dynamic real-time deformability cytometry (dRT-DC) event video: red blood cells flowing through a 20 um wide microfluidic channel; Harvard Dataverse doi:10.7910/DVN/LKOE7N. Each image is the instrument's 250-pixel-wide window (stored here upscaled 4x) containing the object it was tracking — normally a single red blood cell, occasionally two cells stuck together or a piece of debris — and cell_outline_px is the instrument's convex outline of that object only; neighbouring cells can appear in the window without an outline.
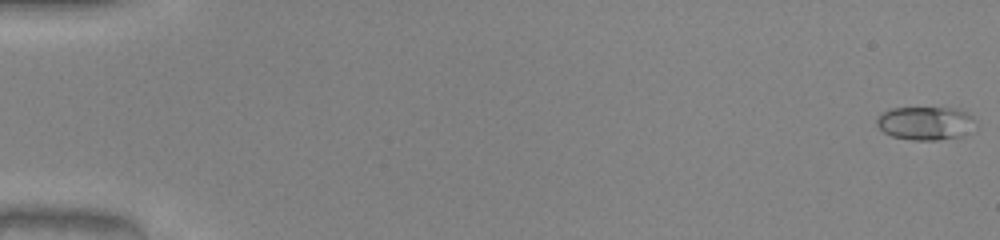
{"species": "common noctule bat (a hibernating species)", "species_latin": "Nyctalus noctula", "temperature_condition": "warm", "stored_images_in_passage": 52, "camera_frame_rate_fps": 3000, "um_per_image_px": 0.085, "animal": {"sex": "male", "body_mass_g": 20.0, "forearm_length_mm": 53.3}, "frame": {"image": 1, "passage_image": 1, "time_ms": 0.0, "image_size_px": [1000, 240], "cell_outline_px": [[972, 120], [960, 136], [940, 140], [912, 140], [892, 136], [884, 132], [876, 124], [876, 120], [888, 108], [956, 108], [968, 112], [972, 116]], "centroid_in_image_um": [78.56, 10.46], "position_along_channel_um": 6.4, "area_um2": 18.67}}
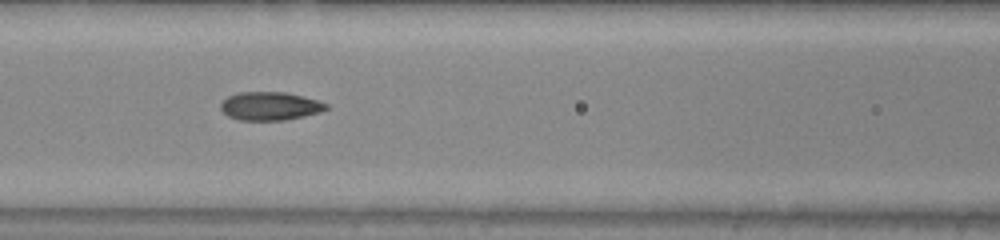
{"frame": {"image": 2, "passage_image": 24, "time_ms": 7.667, "image_size_px": [1000, 240], "cell_outline_px": [[328, 108], [320, 112], [304, 116], [284, 120], [240, 120], [228, 116], [220, 108], [220, 104], [228, 96], [240, 92], [284, 92], [316, 100], [328, 104]], "centroid_in_image_um": [22.93, 9.02], "position_along_channel_um": 143.7, "area_um2": 17.22}}
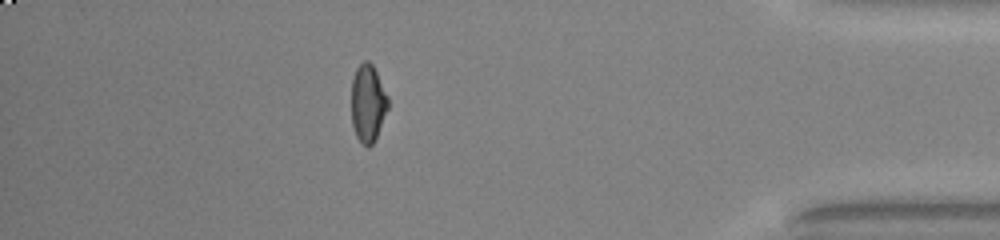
{"frame": {"image": 3, "passage_image": 46, "time_ms": 15.0, "image_size_px": [1000, 240], "cell_outline_px": [[388, 108], [376, 140], [368, 148], [356, 136], [352, 124], [352, 80], [356, 68], [364, 60], [368, 60], [372, 64], [388, 96]], "centroid_in_image_um": [31.28, 8.78], "position_along_channel_um": 403.9, "area_um2": 16.53}, "authors_computed_cell_mechanics": {"area_um2": 17.0221, "velocity_mm_per_s": 4.0954, "shape_relaxation_time_tau1_ms": 9.5253, "shape_relaxation_time_tau2_ms": 1.1886, "deformation_change_tau1": 0.284, "deformation_change_tau2": 0.0714}}